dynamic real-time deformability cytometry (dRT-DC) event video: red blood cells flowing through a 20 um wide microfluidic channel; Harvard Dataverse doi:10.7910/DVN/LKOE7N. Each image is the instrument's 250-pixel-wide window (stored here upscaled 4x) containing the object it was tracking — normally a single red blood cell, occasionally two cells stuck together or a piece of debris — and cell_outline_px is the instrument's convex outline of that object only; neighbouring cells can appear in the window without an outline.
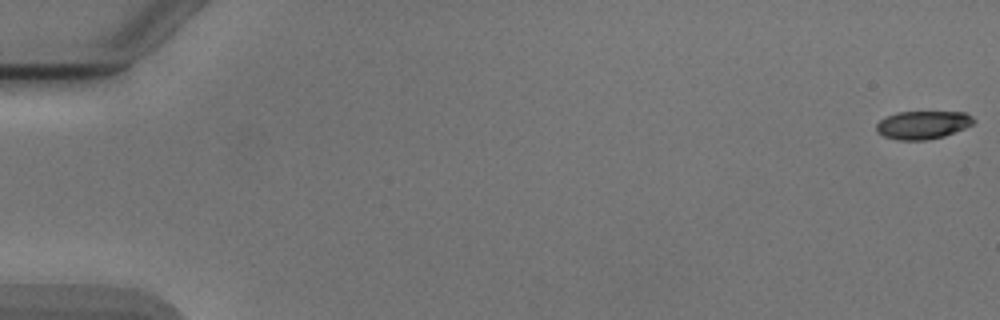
{"species": "Egyptian fruit bat (a non-hibernating species)", "species_latin": "Rousettus aegyptiacus", "temperature_condition": "cold", "stored_images_in_passage": 17, "camera_frame_rate_fps": 3000, "um_per_image_px": 0.085, "animal": {"sex": "male"}, "frame": {"image": 1, "passage_image": 1, "time_ms": 0.0, "image_size_px": [1000, 320], "cell_outline_px": [[976, 120], [972, 124], [964, 128], [944, 136], [924, 140], [896, 140], [884, 136], [876, 132], [876, 124], [880, 120], [896, 112], [964, 112], [972, 116]], "centroid_in_image_um": [78.42, 10.61], "position_along_channel_um": 6.6, "area_um2": 15.9}}
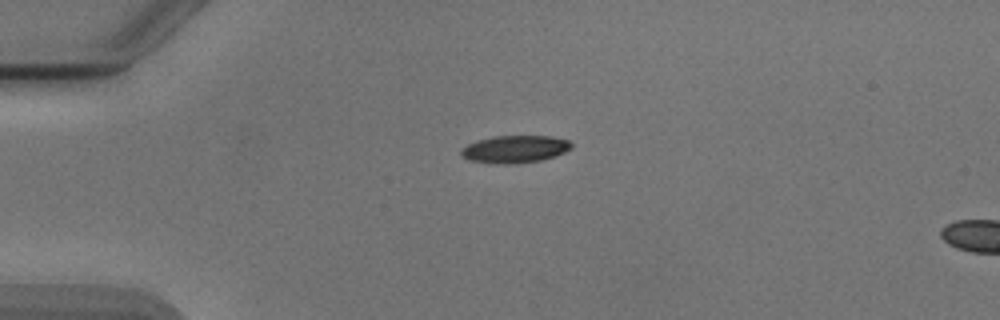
{"frame": {"image": 2, "passage_image": 14, "time_ms": 4.333, "image_size_px": [1000, 320], "cell_outline_px": [[572, 148], [556, 156], [540, 160], [504, 164], [496, 164], [468, 160], [460, 156], [460, 148], [476, 140], [492, 136], [548, 136], [568, 140], [572, 144]], "centroid_in_image_um": [43.71, 12.67], "position_along_channel_um": 41.3, "area_um2": 17.69}}